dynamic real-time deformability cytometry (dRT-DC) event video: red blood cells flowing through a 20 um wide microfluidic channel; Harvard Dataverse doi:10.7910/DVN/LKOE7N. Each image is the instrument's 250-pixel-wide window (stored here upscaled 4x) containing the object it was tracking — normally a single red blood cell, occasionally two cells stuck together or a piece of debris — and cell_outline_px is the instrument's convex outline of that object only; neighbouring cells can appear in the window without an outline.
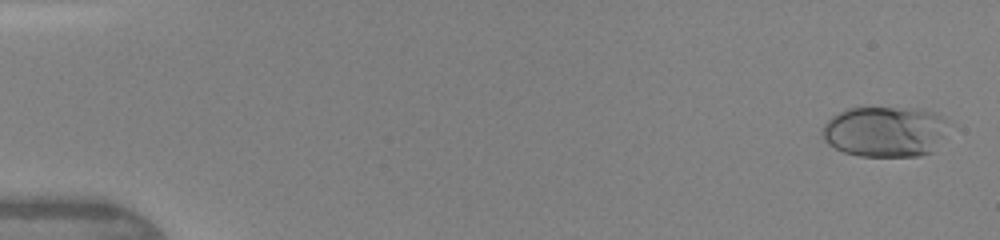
{"species": "human", "species_latin": "Homo sapiens", "temperature_condition": "warm", "stored_images_in_passage": 47, "camera_frame_rate_fps": 3000, "um_per_image_px": 0.085, "donor": {"sex": "female"}, "frame": {"image": 1, "passage_image": 2, "time_ms": 0.333, "image_size_px": [1000, 240], "cell_outline_px": [[940, 136], [932, 152], [920, 156], [860, 156], [844, 152], [828, 144], [824, 140], [820, 128], [832, 116], [848, 108], [920, 108], [936, 112], [940, 116]], "centroid_in_image_um": [75.09, 11.18], "position_along_channel_um": 9.9, "area_um2": 36.47}}
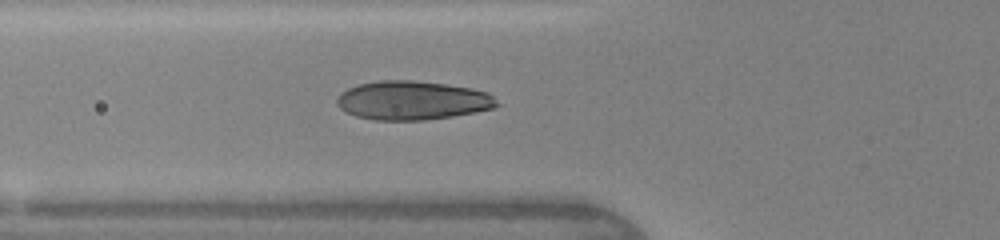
{"frame": {"image": 2, "passage_image": 18, "time_ms": 5.667, "image_size_px": [1000, 240], "cell_outline_px": [[500, 104], [496, 108], [476, 112], [452, 116], [424, 120], [376, 120], [356, 116], [340, 108], [336, 104], [336, 100], [340, 92], [348, 88], [360, 84], [380, 80], [412, 80], [448, 84], [472, 88], [488, 92]], "centroid_in_image_um": [35.08, 8.53], "position_along_channel_um": 90.7, "area_um2": 36.36}}
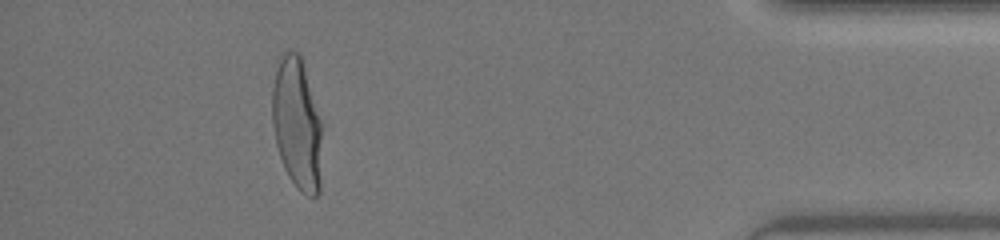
{"frame": {"image": 3, "passage_image": 43, "time_ms": 14.0, "image_size_px": [1000, 240], "cell_outline_px": [[320, 192], [316, 196], [308, 196], [300, 192], [296, 188], [288, 176], [284, 168], [276, 144], [272, 124], [272, 88], [280, 56], [284, 52], [300, 52], [320, 120]], "centroid_in_image_um": [25.22, 10.55], "position_along_channel_um": 410.0, "area_um2": 37.86}, "authors_computed_cell_mechanics": {"area_um2": 35.9516, "velocity_mm_per_s": 4.368, "shape_relaxation_time_tau1_ms": 4.0723, "shape_relaxation_time_tau2_ms": null, "deformation_change_tau1": 0.2162, "deformation_change_tau2": null}}